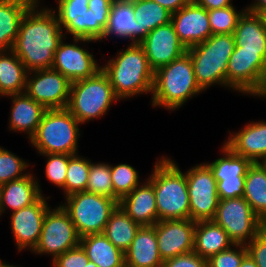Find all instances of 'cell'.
Masks as SVG:
<instances>
[{"label":"cell","instance_id":"ba28073f","mask_svg":"<svg viewBox=\"0 0 266 267\" xmlns=\"http://www.w3.org/2000/svg\"><path fill=\"white\" fill-rule=\"evenodd\" d=\"M62 207L68 212L80 237L103 233L110 214L118 206V202L110 197L76 192L64 198Z\"/></svg>","mask_w":266,"mask_h":267},{"label":"cell","instance_id":"d6986e66","mask_svg":"<svg viewBox=\"0 0 266 267\" xmlns=\"http://www.w3.org/2000/svg\"><path fill=\"white\" fill-rule=\"evenodd\" d=\"M171 23L186 49L205 42L212 35L207 10L194 0L173 13Z\"/></svg>","mask_w":266,"mask_h":267},{"label":"cell","instance_id":"5b68a950","mask_svg":"<svg viewBox=\"0 0 266 267\" xmlns=\"http://www.w3.org/2000/svg\"><path fill=\"white\" fill-rule=\"evenodd\" d=\"M234 48L233 34H218L187 49L197 84L204 92L212 85L226 87V68Z\"/></svg>","mask_w":266,"mask_h":267},{"label":"cell","instance_id":"d6a6232c","mask_svg":"<svg viewBox=\"0 0 266 267\" xmlns=\"http://www.w3.org/2000/svg\"><path fill=\"white\" fill-rule=\"evenodd\" d=\"M140 224L133 221L118 205L110 214L103 234L117 248L125 252L132 244Z\"/></svg>","mask_w":266,"mask_h":267},{"label":"cell","instance_id":"83f0119b","mask_svg":"<svg viewBox=\"0 0 266 267\" xmlns=\"http://www.w3.org/2000/svg\"><path fill=\"white\" fill-rule=\"evenodd\" d=\"M89 261L98 267H125L124 252L115 247L103 233L80 237V244Z\"/></svg>","mask_w":266,"mask_h":267},{"label":"cell","instance_id":"8d00e7d4","mask_svg":"<svg viewBox=\"0 0 266 267\" xmlns=\"http://www.w3.org/2000/svg\"><path fill=\"white\" fill-rule=\"evenodd\" d=\"M245 11V8L237 11L233 5L207 11L212 35L233 34Z\"/></svg>","mask_w":266,"mask_h":267},{"label":"cell","instance_id":"277c9868","mask_svg":"<svg viewBox=\"0 0 266 267\" xmlns=\"http://www.w3.org/2000/svg\"><path fill=\"white\" fill-rule=\"evenodd\" d=\"M202 91L194 75L191 57L186 52L154 72L152 106L174 111Z\"/></svg>","mask_w":266,"mask_h":267},{"label":"cell","instance_id":"7a4b0ae2","mask_svg":"<svg viewBox=\"0 0 266 267\" xmlns=\"http://www.w3.org/2000/svg\"><path fill=\"white\" fill-rule=\"evenodd\" d=\"M101 69L122 101L140 94H152L154 71L140 44L130 43L125 50L118 51L115 58L107 60Z\"/></svg>","mask_w":266,"mask_h":267},{"label":"cell","instance_id":"f6af8a7d","mask_svg":"<svg viewBox=\"0 0 266 267\" xmlns=\"http://www.w3.org/2000/svg\"><path fill=\"white\" fill-rule=\"evenodd\" d=\"M163 267H207V260L192 251L164 261Z\"/></svg>","mask_w":266,"mask_h":267},{"label":"cell","instance_id":"cb8c5ba5","mask_svg":"<svg viewBox=\"0 0 266 267\" xmlns=\"http://www.w3.org/2000/svg\"><path fill=\"white\" fill-rule=\"evenodd\" d=\"M36 178V179H35ZM38 178L29 173L0 186V216L9 210L16 211L35 203L43 194Z\"/></svg>","mask_w":266,"mask_h":267},{"label":"cell","instance_id":"7402d4cb","mask_svg":"<svg viewBox=\"0 0 266 267\" xmlns=\"http://www.w3.org/2000/svg\"><path fill=\"white\" fill-rule=\"evenodd\" d=\"M124 255L125 267H163L156 239V224L141 226Z\"/></svg>","mask_w":266,"mask_h":267},{"label":"cell","instance_id":"8fae6325","mask_svg":"<svg viewBox=\"0 0 266 267\" xmlns=\"http://www.w3.org/2000/svg\"><path fill=\"white\" fill-rule=\"evenodd\" d=\"M80 244V236L68 212L59 204L47 210L40 234V239L31 251L34 254L52 256V261L67 250Z\"/></svg>","mask_w":266,"mask_h":267},{"label":"cell","instance_id":"3957f363","mask_svg":"<svg viewBox=\"0 0 266 267\" xmlns=\"http://www.w3.org/2000/svg\"><path fill=\"white\" fill-rule=\"evenodd\" d=\"M175 162L165 156L157 159L147 179L154 188L158 221L190 219L186 174Z\"/></svg>","mask_w":266,"mask_h":267},{"label":"cell","instance_id":"7c38bea8","mask_svg":"<svg viewBox=\"0 0 266 267\" xmlns=\"http://www.w3.org/2000/svg\"><path fill=\"white\" fill-rule=\"evenodd\" d=\"M89 0H58L54 10L64 31L75 38L103 41L110 15H96L88 9ZM57 10V11H56Z\"/></svg>","mask_w":266,"mask_h":267},{"label":"cell","instance_id":"bcb514c9","mask_svg":"<svg viewBox=\"0 0 266 267\" xmlns=\"http://www.w3.org/2000/svg\"><path fill=\"white\" fill-rule=\"evenodd\" d=\"M114 0H89L88 9L96 15H110Z\"/></svg>","mask_w":266,"mask_h":267},{"label":"cell","instance_id":"e0dca14e","mask_svg":"<svg viewBox=\"0 0 266 267\" xmlns=\"http://www.w3.org/2000/svg\"><path fill=\"white\" fill-rule=\"evenodd\" d=\"M196 221L173 219L156 223L159 254L164 261L193 251Z\"/></svg>","mask_w":266,"mask_h":267},{"label":"cell","instance_id":"9c48e42d","mask_svg":"<svg viewBox=\"0 0 266 267\" xmlns=\"http://www.w3.org/2000/svg\"><path fill=\"white\" fill-rule=\"evenodd\" d=\"M226 87L244 95L266 97V60L258 52L235 47L226 68Z\"/></svg>","mask_w":266,"mask_h":267},{"label":"cell","instance_id":"c3c4849f","mask_svg":"<svg viewBox=\"0 0 266 267\" xmlns=\"http://www.w3.org/2000/svg\"><path fill=\"white\" fill-rule=\"evenodd\" d=\"M199 6L207 11L232 6V0H194Z\"/></svg>","mask_w":266,"mask_h":267},{"label":"cell","instance_id":"30bf717a","mask_svg":"<svg viewBox=\"0 0 266 267\" xmlns=\"http://www.w3.org/2000/svg\"><path fill=\"white\" fill-rule=\"evenodd\" d=\"M213 221L226 231L234 244L246 245L263 229V221L243 197L219 199Z\"/></svg>","mask_w":266,"mask_h":267},{"label":"cell","instance_id":"ffe728a7","mask_svg":"<svg viewBox=\"0 0 266 267\" xmlns=\"http://www.w3.org/2000/svg\"><path fill=\"white\" fill-rule=\"evenodd\" d=\"M224 144L238 156L252 163H262L266 159V121H253L238 132L230 133Z\"/></svg>","mask_w":266,"mask_h":267},{"label":"cell","instance_id":"ab89813d","mask_svg":"<svg viewBox=\"0 0 266 267\" xmlns=\"http://www.w3.org/2000/svg\"><path fill=\"white\" fill-rule=\"evenodd\" d=\"M46 157L45 176L49 182L63 189L66 179V170L69 162L68 154H40Z\"/></svg>","mask_w":266,"mask_h":267},{"label":"cell","instance_id":"e575fe53","mask_svg":"<svg viewBox=\"0 0 266 267\" xmlns=\"http://www.w3.org/2000/svg\"><path fill=\"white\" fill-rule=\"evenodd\" d=\"M91 160L78 154L69 155V162L66 170L65 185L62 191L64 197L76 192L86 191ZM66 195V196H65Z\"/></svg>","mask_w":266,"mask_h":267},{"label":"cell","instance_id":"8992f818","mask_svg":"<svg viewBox=\"0 0 266 267\" xmlns=\"http://www.w3.org/2000/svg\"><path fill=\"white\" fill-rule=\"evenodd\" d=\"M81 123L65 109H47L30 142L39 154H78Z\"/></svg>","mask_w":266,"mask_h":267},{"label":"cell","instance_id":"4fadbf2b","mask_svg":"<svg viewBox=\"0 0 266 267\" xmlns=\"http://www.w3.org/2000/svg\"><path fill=\"white\" fill-rule=\"evenodd\" d=\"M186 181L189 194L190 219L208 221L215 218L219 197L217 181L206 163L187 170Z\"/></svg>","mask_w":266,"mask_h":267},{"label":"cell","instance_id":"f907efd6","mask_svg":"<svg viewBox=\"0 0 266 267\" xmlns=\"http://www.w3.org/2000/svg\"><path fill=\"white\" fill-rule=\"evenodd\" d=\"M239 267H257L256 263L254 260L251 258L249 254H247L243 260L242 263Z\"/></svg>","mask_w":266,"mask_h":267},{"label":"cell","instance_id":"f1b7e54d","mask_svg":"<svg viewBox=\"0 0 266 267\" xmlns=\"http://www.w3.org/2000/svg\"><path fill=\"white\" fill-rule=\"evenodd\" d=\"M129 39L137 44V22L132 0H114L104 38ZM113 36V37H112Z\"/></svg>","mask_w":266,"mask_h":267},{"label":"cell","instance_id":"2e32d148","mask_svg":"<svg viewBox=\"0 0 266 267\" xmlns=\"http://www.w3.org/2000/svg\"><path fill=\"white\" fill-rule=\"evenodd\" d=\"M48 199L49 196L42 195L35 203L11 212V230L19 252L26 248L32 251L38 244L43 220L50 208Z\"/></svg>","mask_w":266,"mask_h":267},{"label":"cell","instance_id":"7bdbcfd3","mask_svg":"<svg viewBox=\"0 0 266 267\" xmlns=\"http://www.w3.org/2000/svg\"><path fill=\"white\" fill-rule=\"evenodd\" d=\"M246 248L257 267H266V232L263 229L246 244Z\"/></svg>","mask_w":266,"mask_h":267},{"label":"cell","instance_id":"6f0895ef","mask_svg":"<svg viewBox=\"0 0 266 267\" xmlns=\"http://www.w3.org/2000/svg\"><path fill=\"white\" fill-rule=\"evenodd\" d=\"M262 163L266 166V159Z\"/></svg>","mask_w":266,"mask_h":267},{"label":"cell","instance_id":"44dd1931","mask_svg":"<svg viewBox=\"0 0 266 267\" xmlns=\"http://www.w3.org/2000/svg\"><path fill=\"white\" fill-rule=\"evenodd\" d=\"M118 205L141 226H153L158 222L156 196L148 180L122 198Z\"/></svg>","mask_w":266,"mask_h":267},{"label":"cell","instance_id":"52a82bcc","mask_svg":"<svg viewBox=\"0 0 266 267\" xmlns=\"http://www.w3.org/2000/svg\"><path fill=\"white\" fill-rule=\"evenodd\" d=\"M119 100L108 76L100 69L92 77L71 83L66 109L83 125L104 117L112 103Z\"/></svg>","mask_w":266,"mask_h":267},{"label":"cell","instance_id":"681fc988","mask_svg":"<svg viewBox=\"0 0 266 267\" xmlns=\"http://www.w3.org/2000/svg\"><path fill=\"white\" fill-rule=\"evenodd\" d=\"M245 9L247 12L260 15L266 10V0H255L248 7L246 6Z\"/></svg>","mask_w":266,"mask_h":267},{"label":"cell","instance_id":"816d5d0a","mask_svg":"<svg viewBox=\"0 0 266 267\" xmlns=\"http://www.w3.org/2000/svg\"><path fill=\"white\" fill-rule=\"evenodd\" d=\"M0 267H19V266H14V265H11V264H7L6 262H5V260H3V261H1V259H0Z\"/></svg>","mask_w":266,"mask_h":267},{"label":"cell","instance_id":"f5cc1de1","mask_svg":"<svg viewBox=\"0 0 266 267\" xmlns=\"http://www.w3.org/2000/svg\"><path fill=\"white\" fill-rule=\"evenodd\" d=\"M260 16L262 17V20H263V23H264V26L266 28V10L263 11Z\"/></svg>","mask_w":266,"mask_h":267},{"label":"cell","instance_id":"ac0fdd59","mask_svg":"<svg viewBox=\"0 0 266 267\" xmlns=\"http://www.w3.org/2000/svg\"><path fill=\"white\" fill-rule=\"evenodd\" d=\"M140 45L154 72L187 52L171 22L150 31Z\"/></svg>","mask_w":266,"mask_h":267},{"label":"cell","instance_id":"ee69618b","mask_svg":"<svg viewBox=\"0 0 266 267\" xmlns=\"http://www.w3.org/2000/svg\"><path fill=\"white\" fill-rule=\"evenodd\" d=\"M245 179H225L217 181L219 199L243 197Z\"/></svg>","mask_w":266,"mask_h":267},{"label":"cell","instance_id":"6da1fadb","mask_svg":"<svg viewBox=\"0 0 266 267\" xmlns=\"http://www.w3.org/2000/svg\"><path fill=\"white\" fill-rule=\"evenodd\" d=\"M39 5L34 3L24 14L12 49L28 72L50 69L60 41L67 38L54 10Z\"/></svg>","mask_w":266,"mask_h":267},{"label":"cell","instance_id":"f35d334b","mask_svg":"<svg viewBox=\"0 0 266 267\" xmlns=\"http://www.w3.org/2000/svg\"><path fill=\"white\" fill-rule=\"evenodd\" d=\"M29 165L23 158L21 159L11 151L0 147V186L27 176L29 172H24L28 170Z\"/></svg>","mask_w":266,"mask_h":267},{"label":"cell","instance_id":"9a60e30c","mask_svg":"<svg viewBox=\"0 0 266 267\" xmlns=\"http://www.w3.org/2000/svg\"><path fill=\"white\" fill-rule=\"evenodd\" d=\"M74 43L60 41L54 54L52 69L65 76L71 83L94 76L101 66L87 48H82L80 42H97L86 38H73ZM80 46V47H79Z\"/></svg>","mask_w":266,"mask_h":267},{"label":"cell","instance_id":"d590c367","mask_svg":"<svg viewBox=\"0 0 266 267\" xmlns=\"http://www.w3.org/2000/svg\"><path fill=\"white\" fill-rule=\"evenodd\" d=\"M110 171L113 185V199L118 203L141 184L139 173L129 164L120 163L115 166L110 164Z\"/></svg>","mask_w":266,"mask_h":267},{"label":"cell","instance_id":"74e56055","mask_svg":"<svg viewBox=\"0 0 266 267\" xmlns=\"http://www.w3.org/2000/svg\"><path fill=\"white\" fill-rule=\"evenodd\" d=\"M86 192L113 198L110 164L99 162L90 164Z\"/></svg>","mask_w":266,"mask_h":267},{"label":"cell","instance_id":"11a10c76","mask_svg":"<svg viewBox=\"0 0 266 267\" xmlns=\"http://www.w3.org/2000/svg\"><path fill=\"white\" fill-rule=\"evenodd\" d=\"M263 230L266 232V220L263 221Z\"/></svg>","mask_w":266,"mask_h":267},{"label":"cell","instance_id":"b9f144b4","mask_svg":"<svg viewBox=\"0 0 266 267\" xmlns=\"http://www.w3.org/2000/svg\"><path fill=\"white\" fill-rule=\"evenodd\" d=\"M88 261L85 251L79 245L57 256L51 264L53 267H85Z\"/></svg>","mask_w":266,"mask_h":267},{"label":"cell","instance_id":"836d02e7","mask_svg":"<svg viewBox=\"0 0 266 267\" xmlns=\"http://www.w3.org/2000/svg\"><path fill=\"white\" fill-rule=\"evenodd\" d=\"M221 152L223 153L222 157L212 163L206 162L211 168L215 180L245 179L252 162L245 157L238 156L225 144H223Z\"/></svg>","mask_w":266,"mask_h":267},{"label":"cell","instance_id":"603a6c76","mask_svg":"<svg viewBox=\"0 0 266 267\" xmlns=\"http://www.w3.org/2000/svg\"><path fill=\"white\" fill-rule=\"evenodd\" d=\"M5 97L11 98V112L9 119V130L23 132L30 138L36 133L42 116L47 110L42 104L36 102L25 92L12 94Z\"/></svg>","mask_w":266,"mask_h":267},{"label":"cell","instance_id":"5bb4252c","mask_svg":"<svg viewBox=\"0 0 266 267\" xmlns=\"http://www.w3.org/2000/svg\"><path fill=\"white\" fill-rule=\"evenodd\" d=\"M70 86L71 82L58 71L39 69L27 73L25 93L46 109H65Z\"/></svg>","mask_w":266,"mask_h":267},{"label":"cell","instance_id":"7dc6e473","mask_svg":"<svg viewBox=\"0 0 266 267\" xmlns=\"http://www.w3.org/2000/svg\"><path fill=\"white\" fill-rule=\"evenodd\" d=\"M165 9H167L170 13H175L185 5L189 4L192 0H151Z\"/></svg>","mask_w":266,"mask_h":267},{"label":"cell","instance_id":"9f6ffc18","mask_svg":"<svg viewBox=\"0 0 266 267\" xmlns=\"http://www.w3.org/2000/svg\"><path fill=\"white\" fill-rule=\"evenodd\" d=\"M34 3H40V0H32Z\"/></svg>","mask_w":266,"mask_h":267},{"label":"cell","instance_id":"4dcf8cb0","mask_svg":"<svg viewBox=\"0 0 266 267\" xmlns=\"http://www.w3.org/2000/svg\"><path fill=\"white\" fill-rule=\"evenodd\" d=\"M132 5L137 22V44H140L150 31L171 22L172 13L154 1L132 0Z\"/></svg>","mask_w":266,"mask_h":267},{"label":"cell","instance_id":"d4e9b609","mask_svg":"<svg viewBox=\"0 0 266 267\" xmlns=\"http://www.w3.org/2000/svg\"><path fill=\"white\" fill-rule=\"evenodd\" d=\"M233 35L235 47H241V51L258 52L266 60V28L259 14L245 11Z\"/></svg>","mask_w":266,"mask_h":267},{"label":"cell","instance_id":"484cf974","mask_svg":"<svg viewBox=\"0 0 266 267\" xmlns=\"http://www.w3.org/2000/svg\"><path fill=\"white\" fill-rule=\"evenodd\" d=\"M32 0H0V53L13 49L21 19Z\"/></svg>","mask_w":266,"mask_h":267},{"label":"cell","instance_id":"f546056e","mask_svg":"<svg viewBox=\"0 0 266 267\" xmlns=\"http://www.w3.org/2000/svg\"><path fill=\"white\" fill-rule=\"evenodd\" d=\"M27 73L13 50L0 53V96L24 93Z\"/></svg>","mask_w":266,"mask_h":267},{"label":"cell","instance_id":"60d3db41","mask_svg":"<svg viewBox=\"0 0 266 267\" xmlns=\"http://www.w3.org/2000/svg\"><path fill=\"white\" fill-rule=\"evenodd\" d=\"M247 254L246 245L233 244L230 248L211 256L207 260V267H239Z\"/></svg>","mask_w":266,"mask_h":267},{"label":"cell","instance_id":"db71d44e","mask_svg":"<svg viewBox=\"0 0 266 267\" xmlns=\"http://www.w3.org/2000/svg\"><path fill=\"white\" fill-rule=\"evenodd\" d=\"M85 267H98L94 262L88 261Z\"/></svg>","mask_w":266,"mask_h":267},{"label":"cell","instance_id":"4316f807","mask_svg":"<svg viewBox=\"0 0 266 267\" xmlns=\"http://www.w3.org/2000/svg\"><path fill=\"white\" fill-rule=\"evenodd\" d=\"M233 244L226 231L213 220L196 222L193 251L200 257L208 260Z\"/></svg>","mask_w":266,"mask_h":267},{"label":"cell","instance_id":"1f68e13d","mask_svg":"<svg viewBox=\"0 0 266 267\" xmlns=\"http://www.w3.org/2000/svg\"><path fill=\"white\" fill-rule=\"evenodd\" d=\"M243 198L262 221L266 220V166L263 163H252L248 168Z\"/></svg>","mask_w":266,"mask_h":267}]
</instances>
